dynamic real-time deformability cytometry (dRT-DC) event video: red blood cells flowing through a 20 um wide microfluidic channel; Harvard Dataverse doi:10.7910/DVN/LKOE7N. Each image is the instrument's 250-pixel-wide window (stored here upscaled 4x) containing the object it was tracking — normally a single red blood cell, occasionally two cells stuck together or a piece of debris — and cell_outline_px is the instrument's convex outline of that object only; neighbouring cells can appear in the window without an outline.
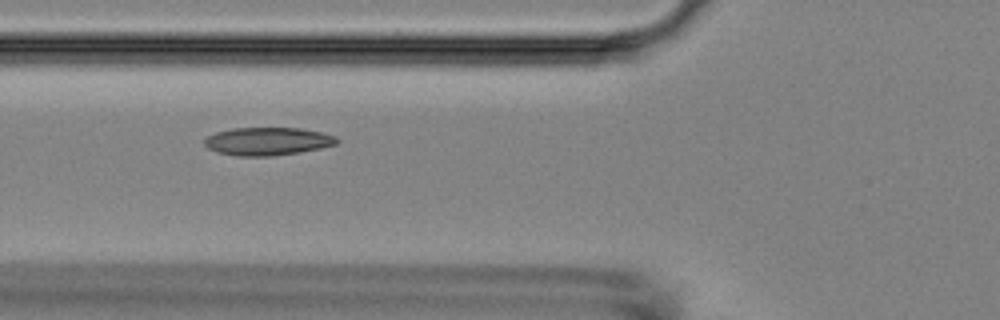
{"species": "Egyptian fruit bat (a non-hibernating species)", "species_latin": "Rousettus aegyptiacus", "temperature_condition": "room temperature", "stored_images_in_passage": 37, "camera_frame_rate_fps": 3000, "um_per_image_px": 0.085, "animal": {"sex": "female"}, "frame": {"image": 1, "passage_image": 3, "time_ms": 0.667, "image_size_px": [1000, 320], "cell_outline_px": [[340, 140], [336, 144], [320, 148], [300, 152], [272, 156], [236, 156], [216, 152], [208, 148], [204, 144], [204, 140], [208, 136], [216, 132], [232, 128], [300, 128], [320, 132], [336, 136]], "centroid_in_image_um": [22.73, 12.01], "position_along_channel_um": 103.1, "area_um2": 21.62}}
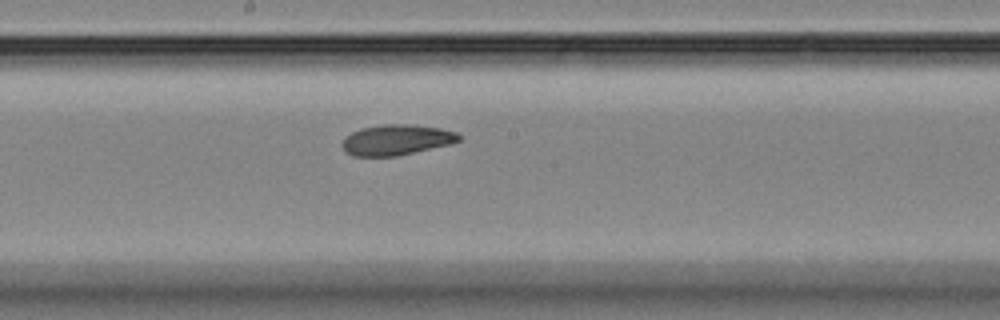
{"frame": {"image": 2, "passage_image": 12, "time_ms": 3.667, "image_size_px": [1000, 320], "cell_outline_px": [[460, 140], [452, 144], [396, 156], [352, 156], [344, 152], [340, 144], [344, 136], [360, 128], [384, 124], [408, 124], [440, 128], [456, 132], [460, 136]], "centroid_in_image_um": [33.65, 11.89], "position_along_channel_um": 214.6, "area_um2": 20.98}}
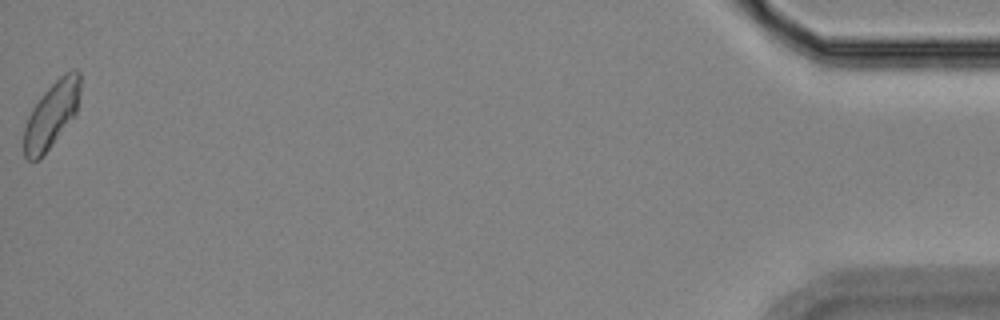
{"frame": {"image": 3, "passage_image": 37, "time_ms": 12.0, "image_size_px": [1000, 320], "cell_outline_px": [[80, 92], [76, 112], [40, 160], [28, 160], [24, 156], [24, 128], [28, 116], [32, 108], [44, 92], [64, 72], [72, 68], [76, 68], [80, 72]], "centroid_in_image_um": [4.38, 9.72], "position_along_channel_um": 430.8, "area_um2": 21.44}}